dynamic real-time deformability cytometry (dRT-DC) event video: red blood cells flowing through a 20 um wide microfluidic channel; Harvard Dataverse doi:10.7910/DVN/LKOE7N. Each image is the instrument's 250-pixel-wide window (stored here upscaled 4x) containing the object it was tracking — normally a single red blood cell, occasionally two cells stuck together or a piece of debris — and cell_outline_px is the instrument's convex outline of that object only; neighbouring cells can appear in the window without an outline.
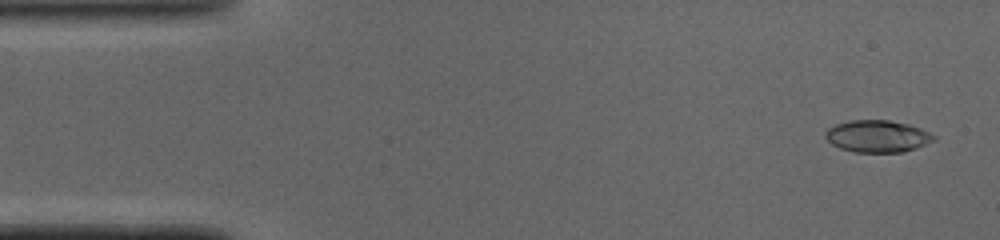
{"species": "common noctule bat (a hibernating species)", "species_latin": "Nyctalus noctula", "temperature_condition": "cold", "stored_images_in_passage": 44, "camera_frame_rate_fps": 3000, "um_per_image_px": 0.085, "animal": {"sex": "male", "body_mass_g": 19.0, "forearm_length_mm": 50.8}, "frame": {"image": 1, "passage_image": 2, "time_ms": 0.333, "image_size_px": [1000, 240], "cell_outline_px": [[936, 140], [916, 148], [904, 152], [856, 152], [840, 148], [832, 144], [824, 136], [824, 132], [828, 128], [836, 124], [852, 120], [888, 120], [908, 124], [920, 128], [936, 136]], "centroid_in_image_um": [74.58, 11.58], "position_along_channel_um": 10.4, "area_um2": 20.23}}
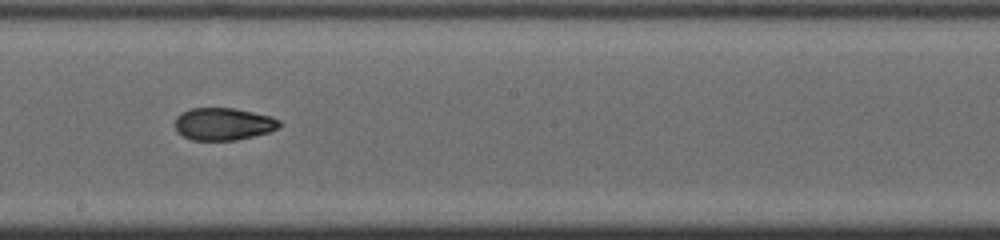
{"frame": {"image": 2, "passage_image": 26, "time_ms": 8.333, "image_size_px": [1000, 240], "cell_outline_px": [[284, 124], [280, 128], [268, 132], [236, 140], [192, 140], [184, 136], [176, 128], [176, 116], [180, 112], [192, 108], [236, 108], [272, 116], [280, 120]], "centroid_in_image_um": [19.04, 10.52], "position_along_channel_um": 229.2, "area_um2": 19.83}}
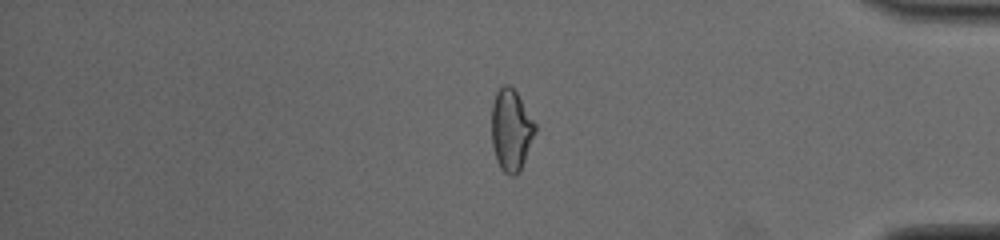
{"frame": {"image": 3, "passage_image": 40, "time_ms": 13.0, "image_size_px": [1000, 240], "cell_outline_px": [[536, 132], [520, 172], [516, 176], [512, 176], [504, 172], [500, 168], [496, 160], [492, 144], [492, 104], [496, 92], [504, 84], [508, 84], [516, 92], [536, 124]], "centroid_in_image_um": [43.44, 11.08], "position_along_channel_um": 391.8, "area_um2": 20.75}}